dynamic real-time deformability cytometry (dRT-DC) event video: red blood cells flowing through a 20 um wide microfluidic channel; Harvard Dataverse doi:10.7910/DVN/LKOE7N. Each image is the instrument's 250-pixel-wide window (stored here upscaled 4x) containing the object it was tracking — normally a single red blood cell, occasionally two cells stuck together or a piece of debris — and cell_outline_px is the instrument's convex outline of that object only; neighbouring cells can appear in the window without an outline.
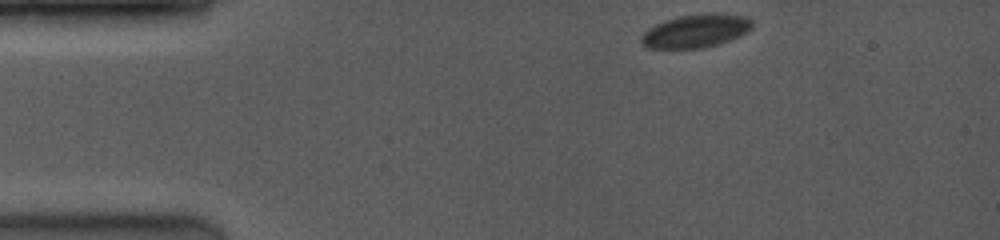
{"species": "common noctule bat (a hibernating species)", "species_latin": "Nyctalus noctula", "temperature_condition": "room temperature", "stored_images_in_passage": 54, "camera_frame_rate_fps": 4000, "um_per_image_px": 0.085, "animal": {"sex": "female", "body_mass_g": 19.0, "forearm_length_mm": 53.3}, "frame": {"image": 1, "passage_image": 1, "time_ms": 0.0, "image_size_px": [1000, 240], "cell_outline_px": [[752, 28], [748, 32], [740, 36], [720, 44], [704, 48], [648, 48], [640, 40], [640, 36], [648, 28], [664, 20], [680, 16], [712, 12], [748, 16], [752, 20]], "centroid_in_image_um": [59.18, 2.62], "position_along_channel_um": 25.8, "area_um2": 21.79}}
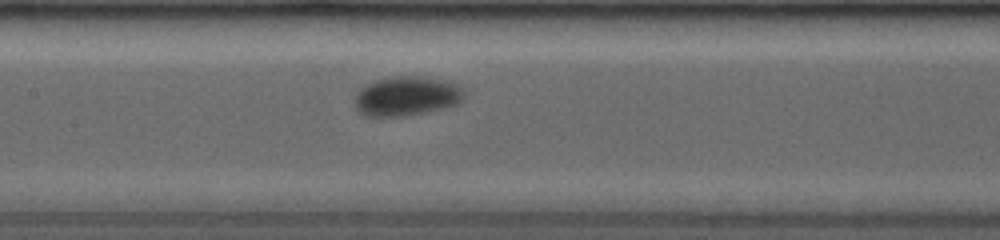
{"frame": {"image": 2, "passage_image": 23, "time_ms": 5.5, "image_size_px": [1000, 240], "cell_outline_px": [[464, 100], [460, 104], [444, 108], [404, 116], [364, 116], [356, 108], [356, 96], [360, 88], [368, 84], [380, 80], [404, 76], [432, 80], [452, 84], [460, 88], [464, 92]], "centroid_in_image_um": [34.55, 8.23], "position_along_channel_um": 172.9, "area_um2": 24.1}}
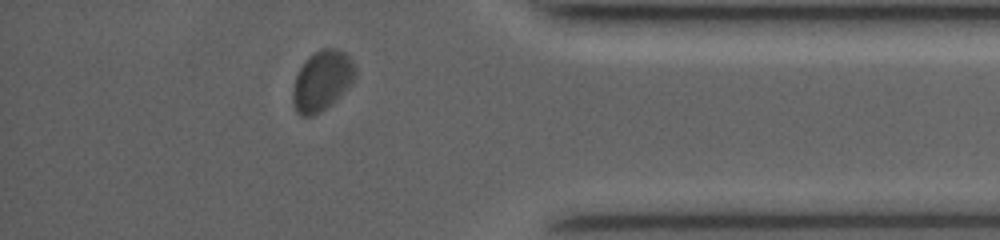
{"frame": {"image": 3, "passage_image": 48, "time_ms": 11.75, "image_size_px": [1000, 240], "cell_outline_px": [[356, 76], [340, 96], [332, 104], [320, 112], [312, 116], [300, 116], [296, 112], [292, 100], [292, 92], [296, 76], [300, 68], [308, 56], [320, 48], [336, 48], [344, 52], [352, 60], [356, 68]], "centroid_in_image_um": [27.36, 6.86], "position_along_channel_um": 407.8, "area_um2": 21.96}, "authors_computed_cell_mechanics": {"area_um2": 22.6287, "velocity_mm_per_s": 3.9246, "shape_relaxation_time_tau1_ms": 1.384, "shape_relaxation_time_tau2_ms": null, "deformation_change_tau1": 0.0446, "deformation_change_tau2": null}}